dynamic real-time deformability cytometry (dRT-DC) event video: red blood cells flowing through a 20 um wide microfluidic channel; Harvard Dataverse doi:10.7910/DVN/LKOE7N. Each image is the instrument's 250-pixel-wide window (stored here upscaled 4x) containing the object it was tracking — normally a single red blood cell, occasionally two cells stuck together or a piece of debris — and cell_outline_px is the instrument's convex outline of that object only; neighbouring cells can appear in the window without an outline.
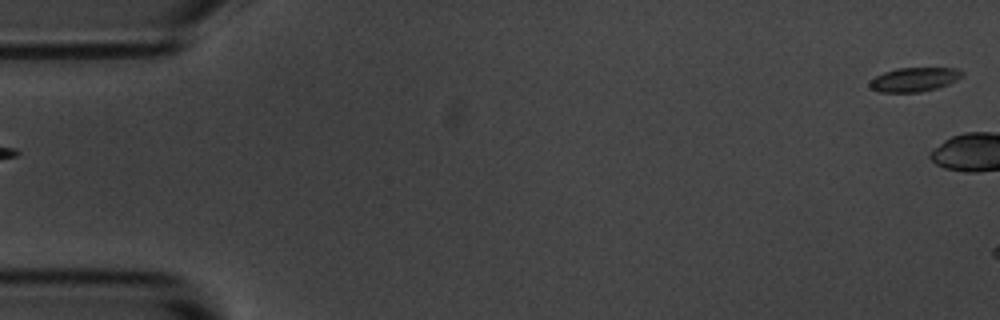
{"species": "common noctule bat (a hibernating species)", "species_latin": "Nyctalus noctula", "temperature_condition": "room temperature", "stored_images_in_passage": 4, "camera_frame_rate_fps": 3000, "um_per_image_px": 0.085, "animal": {"sex": "male", "body_mass_g": 20.1, "forearm_length_mm": 53.5}, "frame": {"image": 1, "passage_image": 1, "time_ms": 0.0, "image_size_px": [1000, 320], "cell_outline_px": [[964, 76], [948, 84], [936, 88], [920, 92], [880, 92], [872, 88], [868, 84], [876, 76], [884, 72], [896, 68], [956, 68], [964, 72]], "centroid_in_image_um": [77.74, 6.75], "position_along_channel_um": 7.3, "area_um2": 12.89}}